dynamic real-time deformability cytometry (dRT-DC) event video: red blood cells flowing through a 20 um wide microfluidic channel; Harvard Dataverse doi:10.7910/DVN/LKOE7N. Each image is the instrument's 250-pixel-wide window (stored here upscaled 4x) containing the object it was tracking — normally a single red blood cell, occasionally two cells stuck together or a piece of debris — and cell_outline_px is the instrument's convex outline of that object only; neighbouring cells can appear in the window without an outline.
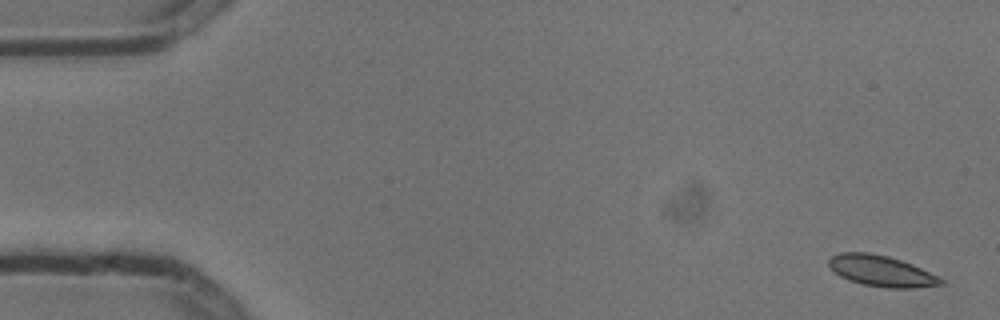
{"species": "common noctule bat (a hibernating species)", "species_latin": "Nyctalus noctula", "temperature_condition": "cold", "stored_images_in_passage": 5, "camera_frame_rate_fps": 3000, "um_per_image_px": 0.085, "animal": {"sex": "male", "body_mass_g": 13.3}, "frame": {"image": 1, "passage_image": 1, "time_ms": 0.0, "image_size_px": [1000, 320], "cell_outline_px": [[944, 284], [916, 288], [888, 288], [864, 284], [848, 280], [840, 276], [828, 264], [828, 260], [832, 256], [840, 252], [868, 252], [888, 256], [912, 264], [944, 280]], "centroid_in_image_um": [74.9, 23.03], "position_along_channel_um": 10.1, "area_um2": 20.0}}
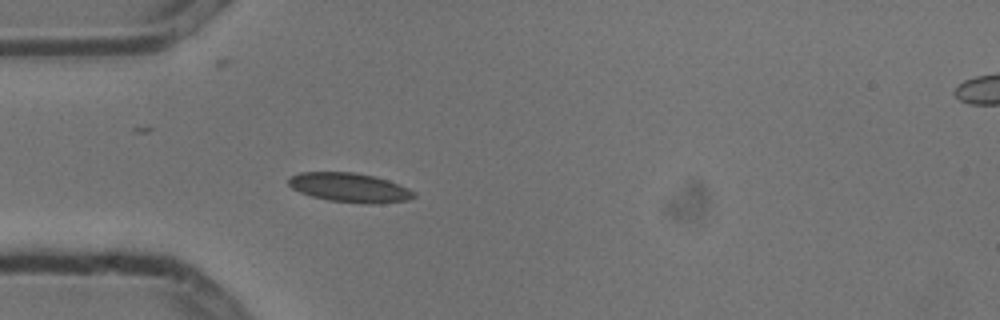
{"frame": {"image": 2, "passage_image": 5, "time_ms": 1.333, "image_size_px": [1000, 320], "cell_outline_px": [[416, 196], [408, 200], [380, 204], [364, 204], [328, 200], [312, 196], [300, 192], [292, 188], [288, 184], [288, 180], [292, 176], [300, 172], [352, 172], [376, 176], [388, 180], [408, 188], [416, 192]], "centroid_in_image_um": [29.76, 15.95], "position_along_channel_um": 55.2, "area_um2": 21.5}}